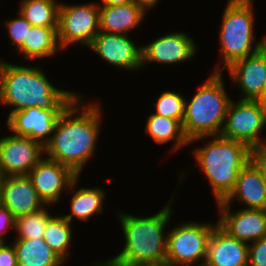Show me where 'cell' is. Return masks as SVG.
Returning <instances> with one entry per match:
<instances>
[{
	"mask_svg": "<svg viewBox=\"0 0 266 266\" xmlns=\"http://www.w3.org/2000/svg\"><path fill=\"white\" fill-rule=\"evenodd\" d=\"M133 3L147 14V10L156 6L158 0H133Z\"/></svg>",
	"mask_w": 266,
	"mask_h": 266,
	"instance_id": "836d02e7",
	"label": "cell"
},
{
	"mask_svg": "<svg viewBox=\"0 0 266 266\" xmlns=\"http://www.w3.org/2000/svg\"><path fill=\"white\" fill-rule=\"evenodd\" d=\"M28 176L41 200L51 206L59 202L63 189H75L80 175L66 165L43 157Z\"/></svg>",
	"mask_w": 266,
	"mask_h": 266,
	"instance_id": "30bf717a",
	"label": "cell"
},
{
	"mask_svg": "<svg viewBox=\"0 0 266 266\" xmlns=\"http://www.w3.org/2000/svg\"><path fill=\"white\" fill-rule=\"evenodd\" d=\"M0 205L8 208L15 218L47 207L28 175L4 176L0 188Z\"/></svg>",
	"mask_w": 266,
	"mask_h": 266,
	"instance_id": "e0dca14e",
	"label": "cell"
},
{
	"mask_svg": "<svg viewBox=\"0 0 266 266\" xmlns=\"http://www.w3.org/2000/svg\"><path fill=\"white\" fill-rule=\"evenodd\" d=\"M188 221L171 229L167 236L165 266H192L205 263L210 235L217 226Z\"/></svg>",
	"mask_w": 266,
	"mask_h": 266,
	"instance_id": "52a82bcc",
	"label": "cell"
},
{
	"mask_svg": "<svg viewBox=\"0 0 266 266\" xmlns=\"http://www.w3.org/2000/svg\"><path fill=\"white\" fill-rule=\"evenodd\" d=\"M88 47L113 66L129 71L142 68V47L128 35L99 32Z\"/></svg>",
	"mask_w": 266,
	"mask_h": 266,
	"instance_id": "5bb4252c",
	"label": "cell"
},
{
	"mask_svg": "<svg viewBox=\"0 0 266 266\" xmlns=\"http://www.w3.org/2000/svg\"><path fill=\"white\" fill-rule=\"evenodd\" d=\"M63 110L29 107L8 115L6 126L15 135L31 138L44 147L50 141V135Z\"/></svg>",
	"mask_w": 266,
	"mask_h": 266,
	"instance_id": "4fadbf2b",
	"label": "cell"
},
{
	"mask_svg": "<svg viewBox=\"0 0 266 266\" xmlns=\"http://www.w3.org/2000/svg\"><path fill=\"white\" fill-rule=\"evenodd\" d=\"M99 23L98 3L59 4L57 31L61 49L73 43L88 47L99 33Z\"/></svg>",
	"mask_w": 266,
	"mask_h": 266,
	"instance_id": "9c48e42d",
	"label": "cell"
},
{
	"mask_svg": "<svg viewBox=\"0 0 266 266\" xmlns=\"http://www.w3.org/2000/svg\"><path fill=\"white\" fill-rule=\"evenodd\" d=\"M217 205L221 213L217 224L229 236L247 244L266 237V210L241 208L232 213L231 204Z\"/></svg>",
	"mask_w": 266,
	"mask_h": 266,
	"instance_id": "7c38bea8",
	"label": "cell"
},
{
	"mask_svg": "<svg viewBox=\"0 0 266 266\" xmlns=\"http://www.w3.org/2000/svg\"><path fill=\"white\" fill-rule=\"evenodd\" d=\"M43 153L44 147L31 138L15 134L0 138V166L4 176L28 175Z\"/></svg>",
	"mask_w": 266,
	"mask_h": 266,
	"instance_id": "8fae6325",
	"label": "cell"
},
{
	"mask_svg": "<svg viewBox=\"0 0 266 266\" xmlns=\"http://www.w3.org/2000/svg\"><path fill=\"white\" fill-rule=\"evenodd\" d=\"M250 148L239 141L213 136L204 147L195 148V160L208 179L216 202L233 191L240 170L250 161Z\"/></svg>",
	"mask_w": 266,
	"mask_h": 266,
	"instance_id": "5b68a950",
	"label": "cell"
},
{
	"mask_svg": "<svg viewBox=\"0 0 266 266\" xmlns=\"http://www.w3.org/2000/svg\"><path fill=\"white\" fill-rule=\"evenodd\" d=\"M80 99V95L77 96L63 110L50 141L44 146V154L49 159L70 167L77 175L95 153L102 114L100 105L93 103L84 105L81 110L83 101Z\"/></svg>",
	"mask_w": 266,
	"mask_h": 266,
	"instance_id": "6da1fadb",
	"label": "cell"
},
{
	"mask_svg": "<svg viewBox=\"0 0 266 266\" xmlns=\"http://www.w3.org/2000/svg\"><path fill=\"white\" fill-rule=\"evenodd\" d=\"M44 207L39 211L21 215L15 218V231L18 236L14 239L43 238L46 224L52 215Z\"/></svg>",
	"mask_w": 266,
	"mask_h": 266,
	"instance_id": "4316f807",
	"label": "cell"
},
{
	"mask_svg": "<svg viewBox=\"0 0 266 266\" xmlns=\"http://www.w3.org/2000/svg\"><path fill=\"white\" fill-rule=\"evenodd\" d=\"M3 179H4V174H3L2 170H1V166H0V188H1L2 183H3Z\"/></svg>",
	"mask_w": 266,
	"mask_h": 266,
	"instance_id": "8d00e7d4",
	"label": "cell"
},
{
	"mask_svg": "<svg viewBox=\"0 0 266 266\" xmlns=\"http://www.w3.org/2000/svg\"><path fill=\"white\" fill-rule=\"evenodd\" d=\"M265 197H266V180H265Z\"/></svg>",
	"mask_w": 266,
	"mask_h": 266,
	"instance_id": "f35d334b",
	"label": "cell"
},
{
	"mask_svg": "<svg viewBox=\"0 0 266 266\" xmlns=\"http://www.w3.org/2000/svg\"><path fill=\"white\" fill-rule=\"evenodd\" d=\"M198 266H208L206 263H200Z\"/></svg>",
	"mask_w": 266,
	"mask_h": 266,
	"instance_id": "74e56055",
	"label": "cell"
},
{
	"mask_svg": "<svg viewBox=\"0 0 266 266\" xmlns=\"http://www.w3.org/2000/svg\"><path fill=\"white\" fill-rule=\"evenodd\" d=\"M182 95L175 91L162 92L156 103H153L156 110L154 113L162 117L179 120L182 123L186 100Z\"/></svg>",
	"mask_w": 266,
	"mask_h": 266,
	"instance_id": "83f0119b",
	"label": "cell"
},
{
	"mask_svg": "<svg viewBox=\"0 0 266 266\" xmlns=\"http://www.w3.org/2000/svg\"><path fill=\"white\" fill-rule=\"evenodd\" d=\"M58 28L32 26L23 45L18 49L30 61L56 55L60 47Z\"/></svg>",
	"mask_w": 266,
	"mask_h": 266,
	"instance_id": "7402d4cb",
	"label": "cell"
},
{
	"mask_svg": "<svg viewBox=\"0 0 266 266\" xmlns=\"http://www.w3.org/2000/svg\"><path fill=\"white\" fill-rule=\"evenodd\" d=\"M234 199L246 205L245 209L266 210L265 179L251 160L240 170L236 185L224 202L230 204Z\"/></svg>",
	"mask_w": 266,
	"mask_h": 266,
	"instance_id": "d6986e66",
	"label": "cell"
},
{
	"mask_svg": "<svg viewBox=\"0 0 266 266\" xmlns=\"http://www.w3.org/2000/svg\"><path fill=\"white\" fill-rule=\"evenodd\" d=\"M102 6L111 5V6H118L123 4L132 3L133 0H102Z\"/></svg>",
	"mask_w": 266,
	"mask_h": 266,
	"instance_id": "e575fe53",
	"label": "cell"
},
{
	"mask_svg": "<svg viewBox=\"0 0 266 266\" xmlns=\"http://www.w3.org/2000/svg\"><path fill=\"white\" fill-rule=\"evenodd\" d=\"M10 229H15V217L8 208L0 205V243H5L4 234Z\"/></svg>",
	"mask_w": 266,
	"mask_h": 266,
	"instance_id": "1f68e13d",
	"label": "cell"
},
{
	"mask_svg": "<svg viewBox=\"0 0 266 266\" xmlns=\"http://www.w3.org/2000/svg\"><path fill=\"white\" fill-rule=\"evenodd\" d=\"M9 32V38L12 39V46L18 50L28 35L32 25L19 13L18 18L11 19L5 23Z\"/></svg>",
	"mask_w": 266,
	"mask_h": 266,
	"instance_id": "f1b7e54d",
	"label": "cell"
},
{
	"mask_svg": "<svg viewBox=\"0 0 266 266\" xmlns=\"http://www.w3.org/2000/svg\"><path fill=\"white\" fill-rule=\"evenodd\" d=\"M250 160L259 169L262 177L266 180V144L251 148Z\"/></svg>",
	"mask_w": 266,
	"mask_h": 266,
	"instance_id": "4dcf8cb0",
	"label": "cell"
},
{
	"mask_svg": "<svg viewBox=\"0 0 266 266\" xmlns=\"http://www.w3.org/2000/svg\"><path fill=\"white\" fill-rule=\"evenodd\" d=\"M145 132L152 137L153 141L159 144L174 140L173 152L190 144L179 120L162 117L155 113L148 117Z\"/></svg>",
	"mask_w": 266,
	"mask_h": 266,
	"instance_id": "603a6c76",
	"label": "cell"
},
{
	"mask_svg": "<svg viewBox=\"0 0 266 266\" xmlns=\"http://www.w3.org/2000/svg\"><path fill=\"white\" fill-rule=\"evenodd\" d=\"M252 5V0H229L225 7L219 33L223 68L266 45L264 37L253 46L255 19Z\"/></svg>",
	"mask_w": 266,
	"mask_h": 266,
	"instance_id": "8992f818",
	"label": "cell"
},
{
	"mask_svg": "<svg viewBox=\"0 0 266 266\" xmlns=\"http://www.w3.org/2000/svg\"><path fill=\"white\" fill-rule=\"evenodd\" d=\"M248 245L229 236L217 225L209 238L205 263L208 266H247Z\"/></svg>",
	"mask_w": 266,
	"mask_h": 266,
	"instance_id": "ac0fdd59",
	"label": "cell"
},
{
	"mask_svg": "<svg viewBox=\"0 0 266 266\" xmlns=\"http://www.w3.org/2000/svg\"><path fill=\"white\" fill-rule=\"evenodd\" d=\"M0 266H18L14 245L0 243Z\"/></svg>",
	"mask_w": 266,
	"mask_h": 266,
	"instance_id": "d6a6232c",
	"label": "cell"
},
{
	"mask_svg": "<svg viewBox=\"0 0 266 266\" xmlns=\"http://www.w3.org/2000/svg\"><path fill=\"white\" fill-rule=\"evenodd\" d=\"M220 136L246 144L250 149L266 144L259 139L266 127V111L256 100L230 101Z\"/></svg>",
	"mask_w": 266,
	"mask_h": 266,
	"instance_id": "ba28073f",
	"label": "cell"
},
{
	"mask_svg": "<svg viewBox=\"0 0 266 266\" xmlns=\"http://www.w3.org/2000/svg\"><path fill=\"white\" fill-rule=\"evenodd\" d=\"M141 47L142 67L155 61L164 64L188 61L197 52L194 40L183 32L168 33Z\"/></svg>",
	"mask_w": 266,
	"mask_h": 266,
	"instance_id": "2e32d148",
	"label": "cell"
},
{
	"mask_svg": "<svg viewBox=\"0 0 266 266\" xmlns=\"http://www.w3.org/2000/svg\"><path fill=\"white\" fill-rule=\"evenodd\" d=\"M220 65L200 85L198 92L185 100L182 127L190 144L210 136L220 135L231 98L227 96ZM221 69V70H220Z\"/></svg>",
	"mask_w": 266,
	"mask_h": 266,
	"instance_id": "277c9868",
	"label": "cell"
},
{
	"mask_svg": "<svg viewBox=\"0 0 266 266\" xmlns=\"http://www.w3.org/2000/svg\"><path fill=\"white\" fill-rule=\"evenodd\" d=\"M56 0H22L20 13L32 26L58 28Z\"/></svg>",
	"mask_w": 266,
	"mask_h": 266,
	"instance_id": "d4e9b609",
	"label": "cell"
},
{
	"mask_svg": "<svg viewBox=\"0 0 266 266\" xmlns=\"http://www.w3.org/2000/svg\"><path fill=\"white\" fill-rule=\"evenodd\" d=\"M247 266H266V237L248 245Z\"/></svg>",
	"mask_w": 266,
	"mask_h": 266,
	"instance_id": "f546056e",
	"label": "cell"
},
{
	"mask_svg": "<svg viewBox=\"0 0 266 266\" xmlns=\"http://www.w3.org/2000/svg\"><path fill=\"white\" fill-rule=\"evenodd\" d=\"M39 68L0 61V103L17 112L37 106L41 109H65L76 93L54 87Z\"/></svg>",
	"mask_w": 266,
	"mask_h": 266,
	"instance_id": "3957f363",
	"label": "cell"
},
{
	"mask_svg": "<svg viewBox=\"0 0 266 266\" xmlns=\"http://www.w3.org/2000/svg\"><path fill=\"white\" fill-rule=\"evenodd\" d=\"M172 198L163 209L149 217L119 212L125 246L116 257L96 262V266H165L167 236L164 228L172 217Z\"/></svg>",
	"mask_w": 266,
	"mask_h": 266,
	"instance_id": "7a4b0ae2",
	"label": "cell"
},
{
	"mask_svg": "<svg viewBox=\"0 0 266 266\" xmlns=\"http://www.w3.org/2000/svg\"><path fill=\"white\" fill-rule=\"evenodd\" d=\"M146 13L133 2L118 6L99 5V32L128 35L143 21Z\"/></svg>",
	"mask_w": 266,
	"mask_h": 266,
	"instance_id": "ffe728a7",
	"label": "cell"
},
{
	"mask_svg": "<svg viewBox=\"0 0 266 266\" xmlns=\"http://www.w3.org/2000/svg\"><path fill=\"white\" fill-rule=\"evenodd\" d=\"M256 101L266 111V87L263 89L262 94L257 98Z\"/></svg>",
	"mask_w": 266,
	"mask_h": 266,
	"instance_id": "d590c367",
	"label": "cell"
},
{
	"mask_svg": "<svg viewBox=\"0 0 266 266\" xmlns=\"http://www.w3.org/2000/svg\"><path fill=\"white\" fill-rule=\"evenodd\" d=\"M105 191L100 188H80L70 199L71 214L63 216L70 223L75 216L80 221H90L93 214H100L103 210Z\"/></svg>",
	"mask_w": 266,
	"mask_h": 266,
	"instance_id": "cb8c5ba5",
	"label": "cell"
},
{
	"mask_svg": "<svg viewBox=\"0 0 266 266\" xmlns=\"http://www.w3.org/2000/svg\"><path fill=\"white\" fill-rule=\"evenodd\" d=\"M239 84L241 100H257L266 87V45L254 54L232 62L226 68Z\"/></svg>",
	"mask_w": 266,
	"mask_h": 266,
	"instance_id": "9a60e30c",
	"label": "cell"
},
{
	"mask_svg": "<svg viewBox=\"0 0 266 266\" xmlns=\"http://www.w3.org/2000/svg\"><path fill=\"white\" fill-rule=\"evenodd\" d=\"M72 231L71 223L62 215L52 216L44 230V241L64 262L67 261Z\"/></svg>",
	"mask_w": 266,
	"mask_h": 266,
	"instance_id": "484cf974",
	"label": "cell"
},
{
	"mask_svg": "<svg viewBox=\"0 0 266 266\" xmlns=\"http://www.w3.org/2000/svg\"><path fill=\"white\" fill-rule=\"evenodd\" d=\"M13 241L18 266H62L65 264L43 238Z\"/></svg>",
	"mask_w": 266,
	"mask_h": 266,
	"instance_id": "44dd1931",
	"label": "cell"
}]
</instances>
